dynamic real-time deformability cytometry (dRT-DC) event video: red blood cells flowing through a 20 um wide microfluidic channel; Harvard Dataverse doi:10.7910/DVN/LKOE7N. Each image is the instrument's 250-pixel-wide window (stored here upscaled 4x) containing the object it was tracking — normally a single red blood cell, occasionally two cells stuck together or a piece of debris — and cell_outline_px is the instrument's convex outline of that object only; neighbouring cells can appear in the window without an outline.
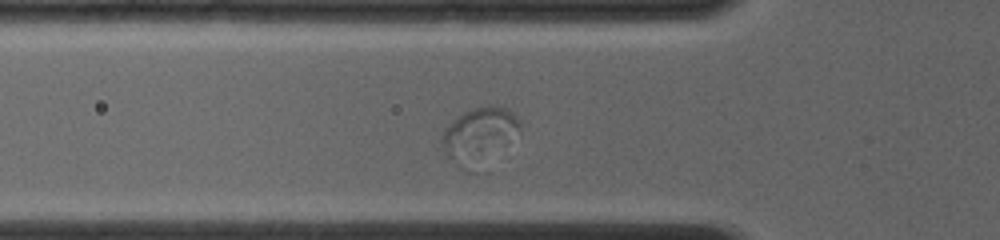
{"species": "common noctule bat (a hibernating species)", "species_latin": "Nyctalus noctula", "temperature_condition": "room temperature", "stored_images_in_passage": 7, "camera_frame_rate_fps": 4000, "um_per_image_px": 0.085, "animal": {"sex": "female", "body_mass_g": 19.0, "forearm_length_mm": 56.7}, "frame": {"image": 1, "passage_image": 6, "time_ms": 1.75, "image_size_px": [1000, 240], "cell_outline_px": [[520, 136], [480, 152], [452, 156], [448, 156], [444, 152], [444, 128], [456, 116], [464, 112], [488, 104], [496, 104], [508, 108], [520, 120]], "centroid_in_image_um": [40.84, 11.04], "position_along_channel_um": 85.0, "area_um2": 20.75}}